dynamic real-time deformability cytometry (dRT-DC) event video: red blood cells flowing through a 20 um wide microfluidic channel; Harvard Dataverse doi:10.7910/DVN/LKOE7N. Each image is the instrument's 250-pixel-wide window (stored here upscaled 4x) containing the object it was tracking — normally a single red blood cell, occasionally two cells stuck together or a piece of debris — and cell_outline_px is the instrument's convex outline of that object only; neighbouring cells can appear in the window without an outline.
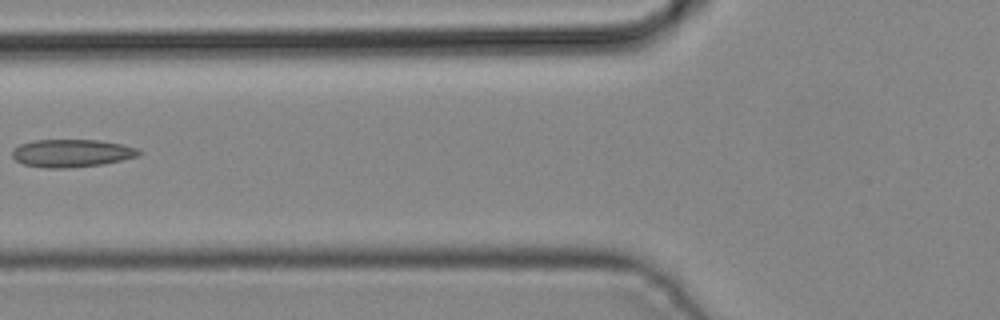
{"species": "common noctule bat (a hibernating species)", "species_latin": "Nyctalus noctula", "temperature_condition": "cold", "stored_images_in_passage": 5, "camera_frame_rate_fps": 3000, "um_per_image_px": 0.085, "animal": {"sex": "male", "body_mass_g": 19.2, "forearm_length_mm": 51.8}, "frame": {"image": 1, "passage_image": 5, "time_ms": 1.333, "image_size_px": [1000, 320], "cell_outline_px": [[144, 152], [140, 156], [100, 164], [72, 168], [44, 168], [24, 164], [16, 160], [12, 156], [12, 152], [20, 144], [36, 140], [100, 140], [124, 144], [140, 148]], "centroid_in_image_um": [6.17, 13.01], "position_along_channel_um": 119.6, "area_um2": 20.63}}